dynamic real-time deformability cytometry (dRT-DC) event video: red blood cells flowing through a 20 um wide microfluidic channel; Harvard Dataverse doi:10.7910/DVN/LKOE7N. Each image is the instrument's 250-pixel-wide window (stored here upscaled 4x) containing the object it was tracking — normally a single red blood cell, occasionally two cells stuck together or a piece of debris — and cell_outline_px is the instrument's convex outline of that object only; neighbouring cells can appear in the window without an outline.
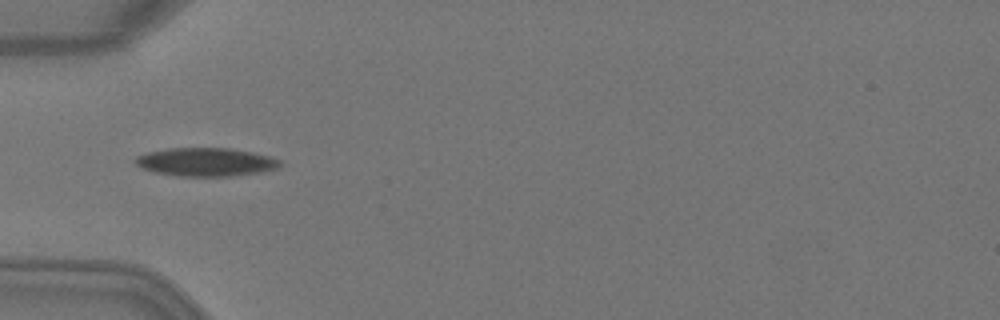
{"species": "Egyptian fruit bat (a non-hibernating species)", "species_latin": "Rousettus aegyptiacus", "temperature_condition": "warm", "stored_images_in_passage": 3, "camera_frame_rate_fps": 3000, "um_per_image_px": 0.085, "animal": {"sex": "female"}, "frame": {"image": 1, "passage_image": 2, "time_ms": 0.333, "image_size_px": [1000, 320], "cell_outline_px": [[280, 168], [264, 172], [228, 176], [176, 176], [156, 172], [144, 168], [136, 164], [132, 160], [136, 156], [148, 152], [168, 148], [228, 148], [252, 152], [268, 156], [280, 160]], "centroid_in_image_um": [17.5, 13.77], "position_along_channel_um": 67.5, "area_um2": 23.93}}
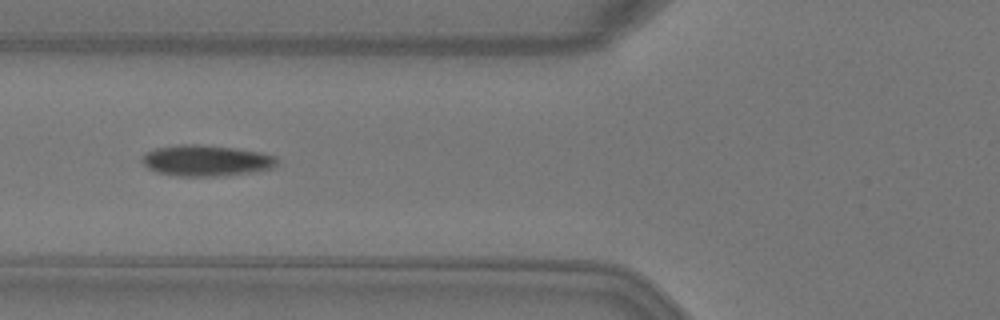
{"frame": {"image": 2, "passage_image": 3, "time_ms": 0.667, "image_size_px": [1000, 320], "cell_outline_px": [[276, 164], [272, 168], [252, 172], [220, 176], [176, 176], [156, 172], [148, 168], [140, 160], [144, 152], [156, 148], [180, 144], [200, 144], [236, 148], [260, 152], [276, 156]], "centroid_in_image_um": [17.48, 13.64], "position_along_channel_um": 108.3, "area_um2": 24.57}}